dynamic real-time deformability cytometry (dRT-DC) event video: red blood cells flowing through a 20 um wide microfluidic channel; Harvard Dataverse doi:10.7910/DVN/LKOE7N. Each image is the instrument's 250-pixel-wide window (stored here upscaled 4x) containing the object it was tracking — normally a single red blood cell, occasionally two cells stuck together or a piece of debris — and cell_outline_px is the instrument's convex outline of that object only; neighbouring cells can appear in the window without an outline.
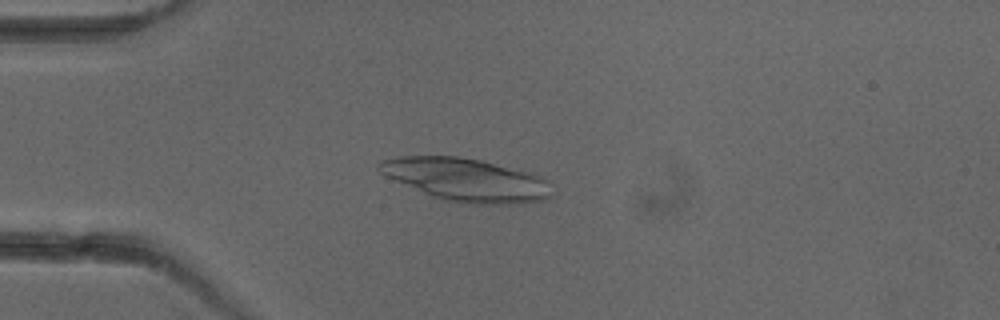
{"species": "common noctule bat (a hibernating species)", "species_latin": "Nyctalus noctula", "temperature_condition": "cold", "stored_images_in_passage": 4, "camera_frame_rate_fps": 3000, "um_per_image_px": 0.085, "animal": {"sex": "female"}, "frame": {"image": 1, "passage_image": 4, "time_ms": 3.667, "image_size_px": [1000, 320], "cell_outline_px": [[556, 192], [552, 196], [544, 200], [524, 204], [460, 204], [444, 200], [432, 196], [384, 176], [376, 168], [376, 164], [380, 160], [400, 156], [456, 156], [480, 160], [532, 172], [548, 180]], "centroid_in_image_um": [39.68, 15.29], "position_along_channel_um": 45.3, "area_um2": 44.04}}